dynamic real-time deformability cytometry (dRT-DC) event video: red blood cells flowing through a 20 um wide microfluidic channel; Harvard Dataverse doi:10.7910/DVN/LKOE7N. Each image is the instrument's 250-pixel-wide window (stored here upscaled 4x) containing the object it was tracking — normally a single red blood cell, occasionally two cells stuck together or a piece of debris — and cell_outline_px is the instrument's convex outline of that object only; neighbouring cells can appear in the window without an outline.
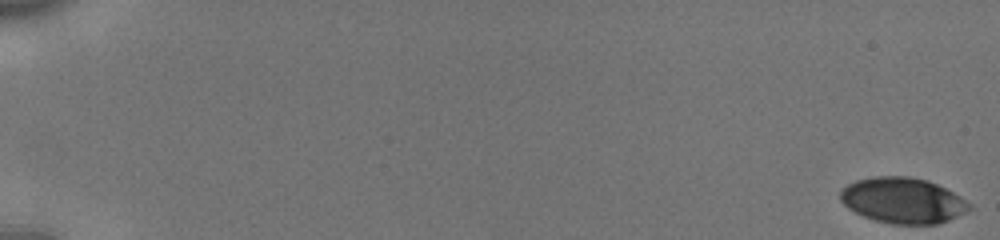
{"species": "human", "species_latin": "Homo sapiens", "temperature_condition": "cold", "stored_images_in_passage": 56, "camera_frame_rate_fps": 3000, "um_per_image_px": 0.085, "donor": {"sex": "male"}, "frame": {"image": 1, "passage_image": 1, "time_ms": 0.0, "image_size_px": [1000, 240], "cell_outline_px": [[972, 208], [948, 220], [936, 224], [892, 224], [876, 220], [864, 216], [848, 208], [840, 200], [840, 192], [848, 184], [856, 180], [876, 176], [908, 176], [928, 180], [960, 196]], "centroid_in_image_um": [76.71, 17.03], "position_along_channel_um": 8.3, "area_um2": 33.93}}
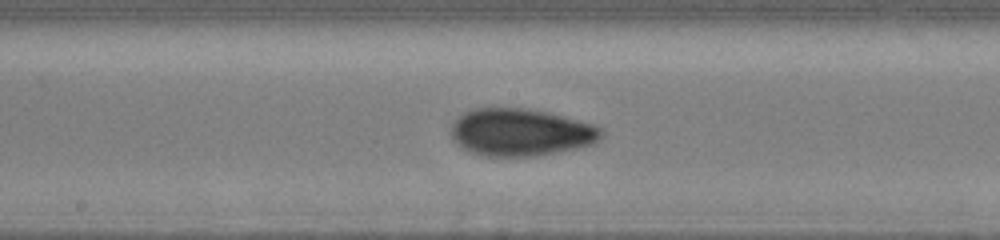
{"frame": {"image": 2, "passage_image": 32, "time_ms": 10.333, "image_size_px": [1000, 240], "cell_outline_px": [[604, 132], [592, 144], [576, 148], [536, 156], [480, 156], [456, 144], [452, 140], [452, 124], [464, 112], [472, 108], [524, 108], [548, 112], [592, 124], [600, 128]], "centroid_in_image_um": [44.22, 11.24], "position_along_channel_um": 204.0, "area_um2": 41.21}}
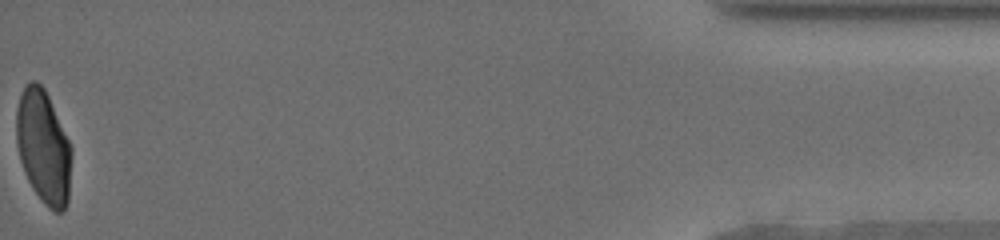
{"frame": {"image": 3, "passage_image": 56, "time_ms": 18.333, "image_size_px": [1000, 240], "cell_outline_px": [[72, 152], [68, 200], [64, 208], [60, 212], [56, 212], [48, 208], [44, 204], [32, 188], [24, 172], [20, 160], [16, 144], [16, 108], [24, 84], [32, 80], [36, 80], [44, 88], [48, 96], [72, 148]], "centroid_in_image_um": [3.67, 12.48], "position_along_channel_um": 431.5, "area_um2": 36.59}, "authors_computed_cell_mechanics": {"area_um2": 37.8301, "velocity_mm_per_s": 3.857, "shape_relaxation_time_tau1_ms": 5.0397, "shape_relaxation_time_tau2_ms": 1.5958, "deformation_change_tau1": 0.1595, "deformation_change_tau2": 0.0599}}